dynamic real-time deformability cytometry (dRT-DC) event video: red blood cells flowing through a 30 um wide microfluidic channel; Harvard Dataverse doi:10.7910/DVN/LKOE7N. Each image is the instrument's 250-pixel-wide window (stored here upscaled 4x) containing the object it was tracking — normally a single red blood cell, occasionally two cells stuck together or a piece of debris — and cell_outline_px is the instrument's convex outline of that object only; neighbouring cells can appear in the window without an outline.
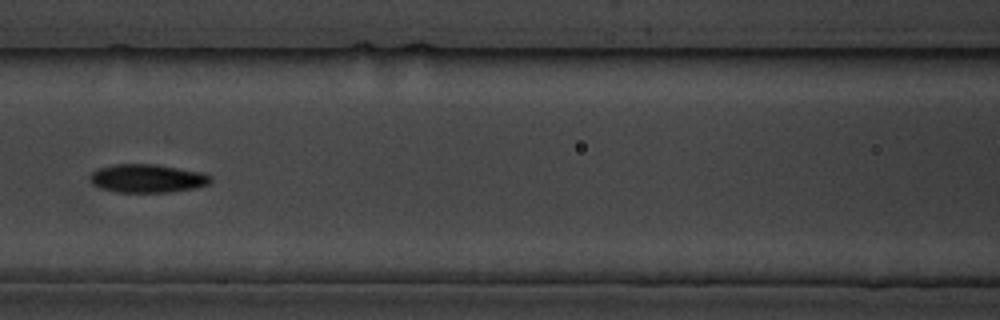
{"species": "common noctule bat (a hibernating species)", "species_latin": "Nyctalus noctula", "temperature_condition": "cold", "stored_images_in_passage": 9, "camera_frame_rate_fps": 3000, "um_per_image_px": 0.085, "animal": {"sex": "male", "body_mass_g": 19.5, "forearm_length_mm": 54.6}, "frame": {"image": 1, "passage_image": 7, "time_ms": 8.333, "image_size_px": [1000, 320], "cell_outline_px": [[212, 180], [208, 184], [196, 188], [168, 192], [116, 192], [100, 188], [92, 184], [88, 176], [92, 172], [100, 168], [112, 164], [156, 164], [204, 172], [212, 176]], "centroid_in_image_um": [12.53, 15.16], "position_along_channel_um": 154.1, "area_um2": 20.17}}
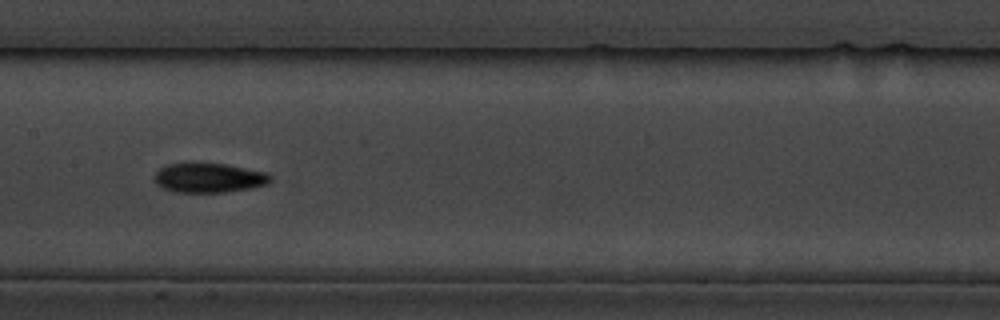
{"frame": {"image": 2, "passage_image": 8, "time_ms": 9.333, "image_size_px": [1000, 320], "cell_outline_px": [[272, 180], [268, 184], [248, 188], [224, 192], [176, 192], [164, 188], [156, 184], [152, 180], [156, 172], [160, 168], [168, 164], [192, 160], [224, 164], [268, 172], [272, 176]], "centroid_in_image_um": [17.72, 15.07], "position_along_channel_um": 189.7, "area_um2": 20.58}}